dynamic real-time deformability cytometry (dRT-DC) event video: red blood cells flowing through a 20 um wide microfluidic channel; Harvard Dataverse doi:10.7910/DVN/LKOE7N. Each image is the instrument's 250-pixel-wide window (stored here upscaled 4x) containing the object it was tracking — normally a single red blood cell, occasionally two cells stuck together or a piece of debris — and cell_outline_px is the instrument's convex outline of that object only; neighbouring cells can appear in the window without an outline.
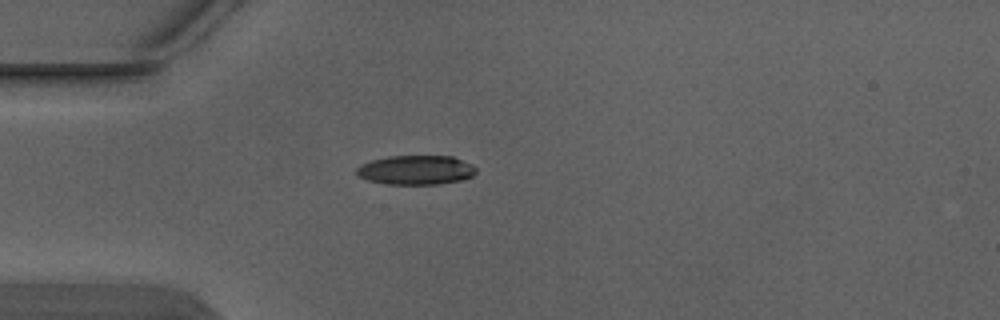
{"species": "Egyptian fruit bat (a non-hibernating species)", "species_latin": "Rousettus aegyptiacus", "temperature_condition": "warm", "stored_images_in_passage": 3, "camera_frame_rate_fps": 3000, "um_per_image_px": 0.085, "animal": {"sex": "male"}, "frame": {"image": 1, "passage_image": 3, "time_ms": 0.667, "image_size_px": [1000, 320], "cell_outline_px": [[476, 172], [472, 176], [464, 180], [440, 184], [388, 184], [368, 180], [356, 176], [356, 168], [360, 164], [372, 160], [388, 156], [452, 156], [472, 164], [476, 168]], "centroid_in_image_um": [35.35, 14.45], "position_along_channel_um": 49.6, "area_um2": 20.58}}